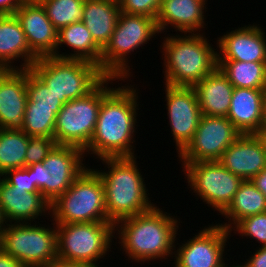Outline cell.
I'll list each match as a JSON object with an SVG mask.
<instances>
[{
    "mask_svg": "<svg viewBox=\"0 0 266 267\" xmlns=\"http://www.w3.org/2000/svg\"><path fill=\"white\" fill-rule=\"evenodd\" d=\"M189 191L220 215L231 203L243 181L218 161L181 163Z\"/></svg>",
    "mask_w": 266,
    "mask_h": 267,
    "instance_id": "7c38bea8",
    "label": "cell"
},
{
    "mask_svg": "<svg viewBox=\"0 0 266 267\" xmlns=\"http://www.w3.org/2000/svg\"><path fill=\"white\" fill-rule=\"evenodd\" d=\"M237 235L255 239L258 247L266 246V212L252 215L240 220L231 230Z\"/></svg>",
    "mask_w": 266,
    "mask_h": 267,
    "instance_id": "d6a6232c",
    "label": "cell"
},
{
    "mask_svg": "<svg viewBox=\"0 0 266 267\" xmlns=\"http://www.w3.org/2000/svg\"><path fill=\"white\" fill-rule=\"evenodd\" d=\"M262 128H266V88L264 89L263 94Z\"/></svg>",
    "mask_w": 266,
    "mask_h": 267,
    "instance_id": "7bdbcfd3",
    "label": "cell"
},
{
    "mask_svg": "<svg viewBox=\"0 0 266 267\" xmlns=\"http://www.w3.org/2000/svg\"><path fill=\"white\" fill-rule=\"evenodd\" d=\"M24 0H0V16L14 15Z\"/></svg>",
    "mask_w": 266,
    "mask_h": 267,
    "instance_id": "74e56055",
    "label": "cell"
},
{
    "mask_svg": "<svg viewBox=\"0 0 266 267\" xmlns=\"http://www.w3.org/2000/svg\"><path fill=\"white\" fill-rule=\"evenodd\" d=\"M29 136L22 130L0 128V177L7 171L25 167Z\"/></svg>",
    "mask_w": 266,
    "mask_h": 267,
    "instance_id": "f1b7e54d",
    "label": "cell"
},
{
    "mask_svg": "<svg viewBox=\"0 0 266 267\" xmlns=\"http://www.w3.org/2000/svg\"><path fill=\"white\" fill-rule=\"evenodd\" d=\"M94 168L87 167L50 205V218L55 224L109 221L103 183Z\"/></svg>",
    "mask_w": 266,
    "mask_h": 267,
    "instance_id": "ba28073f",
    "label": "cell"
},
{
    "mask_svg": "<svg viewBox=\"0 0 266 267\" xmlns=\"http://www.w3.org/2000/svg\"><path fill=\"white\" fill-rule=\"evenodd\" d=\"M159 33L156 19L120 12L110 41L102 49L100 71L106 77L129 79L134 70L133 65H129V55L134 50H140Z\"/></svg>",
    "mask_w": 266,
    "mask_h": 267,
    "instance_id": "5b68a950",
    "label": "cell"
},
{
    "mask_svg": "<svg viewBox=\"0 0 266 267\" xmlns=\"http://www.w3.org/2000/svg\"><path fill=\"white\" fill-rule=\"evenodd\" d=\"M129 84L121 82L117 88L112 86L102 98L94 134L84 150L86 157L87 154L96 156L95 159L137 157L132 144L136 142L139 126L136 124L140 96L137 87Z\"/></svg>",
    "mask_w": 266,
    "mask_h": 267,
    "instance_id": "6da1fadb",
    "label": "cell"
},
{
    "mask_svg": "<svg viewBox=\"0 0 266 267\" xmlns=\"http://www.w3.org/2000/svg\"><path fill=\"white\" fill-rule=\"evenodd\" d=\"M165 35L160 45L164 85L193 87L217 67V49L204 33Z\"/></svg>",
    "mask_w": 266,
    "mask_h": 267,
    "instance_id": "277c9868",
    "label": "cell"
},
{
    "mask_svg": "<svg viewBox=\"0 0 266 267\" xmlns=\"http://www.w3.org/2000/svg\"><path fill=\"white\" fill-rule=\"evenodd\" d=\"M120 12L118 0H85L82 22L102 49L110 41Z\"/></svg>",
    "mask_w": 266,
    "mask_h": 267,
    "instance_id": "484cf974",
    "label": "cell"
},
{
    "mask_svg": "<svg viewBox=\"0 0 266 267\" xmlns=\"http://www.w3.org/2000/svg\"><path fill=\"white\" fill-rule=\"evenodd\" d=\"M17 59V60H16ZM19 61L20 66L13 65ZM38 57L30 50L15 15L0 16V69H30Z\"/></svg>",
    "mask_w": 266,
    "mask_h": 267,
    "instance_id": "7402d4cb",
    "label": "cell"
},
{
    "mask_svg": "<svg viewBox=\"0 0 266 267\" xmlns=\"http://www.w3.org/2000/svg\"><path fill=\"white\" fill-rule=\"evenodd\" d=\"M218 162L242 180H252L266 168V152L255 134H241Z\"/></svg>",
    "mask_w": 266,
    "mask_h": 267,
    "instance_id": "ffe728a7",
    "label": "cell"
},
{
    "mask_svg": "<svg viewBox=\"0 0 266 267\" xmlns=\"http://www.w3.org/2000/svg\"><path fill=\"white\" fill-rule=\"evenodd\" d=\"M50 221L52 227L37 222L6 223L0 248L24 267L47 266L58 258L56 224Z\"/></svg>",
    "mask_w": 266,
    "mask_h": 267,
    "instance_id": "30bf717a",
    "label": "cell"
},
{
    "mask_svg": "<svg viewBox=\"0 0 266 267\" xmlns=\"http://www.w3.org/2000/svg\"><path fill=\"white\" fill-rule=\"evenodd\" d=\"M61 108L26 106L22 131L28 136L54 138L55 121Z\"/></svg>",
    "mask_w": 266,
    "mask_h": 267,
    "instance_id": "f546056e",
    "label": "cell"
},
{
    "mask_svg": "<svg viewBox=\"0 0 266 267\" xmlns=\"http://www.w3.org/2000/svg\"><path fill=\"white\" fill-rule=\"evenodd\" d=\"M164 90L170 133L179 155L193 139L202 113L193 87L165 85Z\"/></svg>",
    "mask_w": 266,
    "mask_h": 267,
    "instance_id": "9a60e30c",
    "label": "cell"
},
{
    "mask_svg": "<svg viewBox=\"0 0 266 267\" xmlns=\"http://www.w3.org/2000/svg\"><path fill=\"white\" fill-rule=\"evenodd\" d=\"M0 267H24L16 259H14L10 254L5 253L0 248Z\"/></svg>",
    "mask_w": 266,
    "mask_h": 267,
    "instance_id": "f35d334b",
    "label": "cell"
},
{
    "mask_svg": "<svg viewBox=\"0 0 266 267\" xmlns=\"http://www.w3.org/2000/svg\"><path fill=\"white\" fill-rule=\"evenodd\" d=\"M55 145L54 138L29 136V144L25 155V167L42 162Z\"/></svg>",
    "mask_w": 266,
    "mask_h": 267,
    "instance_id": "836d02e7",
    "label": "cell"
},
{
    "mask_svg": "<svg viewBox=\"0 0 266 267\" xmlns=\"http://www.w3.org/2000/svg\"><path fill=\"white\" fill-rule=\"evenodd\" d=\"M84 157V151L78 147L56 144L42 162L28 166L33 184L50 205L87 168Z\"/></svg>",
    "mask_w": 266,
    "mask_h": 267,
    "instance_id": "8fae6325",
    "label": "cell"
},
{
    "mask_svg": "<svg viewBox=\"0 0 266 267\" xmlns=\"http://www.w3.org/2000/svg\"><path fill=\"white\" fill-rule=\"evenodd\" d=\"M259 248V249H258ZM256 251L251 254L247 261L240 262L239 267H266V246L257 247ZM242 264V265H241Z\"/></svg>",
    "mask_w": 266,
    "mask_h": 267,
    "instance_id": "8d00e7d4",
    "label": "cell"
},
{
    "mask_svg": "<svg viewBox=\"0 0 266 267\" xmlns=\"http://www.w3.org/2000/svg\"><path fill=\"white\" fill-rule=\"evenodd\" d=\"M98 161L106 165L104 170H94L103 183L106 213L110 223L115 225L155 206L149 198L137 157L102 158Z\"/></svg>",
    "mask_w": 266,
    "mask_h": 267,
    "instance_id": "3957f363",
    "label": "cell"
},
{
    "mask_svg": "<svg viewBox=\"0 0 266 267\" xmlns=\"http://www.w3.org/2000/svg\"><path fill=\"white\" fill-rule=\"evenodd\" d=\"M27 100V69H0V128L23 129Z\"/></svg>",
    "mask_w": 266,
    "mask_h": 267,
    "instance_id": "ac0fdd59",
    "label": "cell"
},
{
    "mask_svg": "<svg viewBox=\"0 0 266 267\" xmlns=\"http://www.w3.org/2000/svg\"><path fill=\"white\" fill-rule=\"evenodd\" d=\"M264 89L234 87L227 118L241 134L262 128Z\"/></svg>",
    "mask_w": 266,
    "mask_h": 267,
    "instance_id": "603a6c76",
    "label": "cell"
},
{
    "mask_svg": "<svg viewBox=\"0 0 266 267\" xmlns=\"http://www.w3.org/2000/svg\"><path fill=\"white\" fill-rule=\"evenodd\" d=\"M240 135L227 117L202 115L193 139L178 155L179 161H218Z\"/></svg>",
    "mask_w": 266,
    "mask_h": 267,
    "instance_id": "5bb4252c",
    "label": "cell"
},
{
    "mask_svg": "<svg viewBox=\"0 0 266 267\" xmlns=\"http://www.w3.org/2000/svg\"><path fill=\"white\" fill-rule=\"evenodd\" d=\"M127 82L116 77H105L90 93L63 104L57 114L54 127V140L58 145L75 146L83 151L88 147L94 134L102 98L117 81Z\"/></svg>",
    "mask_w": 266,
    "mask_h": 267,
    "instance_id": "52a82bcc",
    "label": "cell"
},
{
    "mask_svg": "<svg viewBox=\"0 0 266 267\" xmlns=\"http://www.w3.org/2000/svg\"><path fill=\"white\" fill-rule=\"evenodd\" d=\"M25 33L30 50L38 57H56L58 30L38 1L24 0L14 13Z\"/></svg>",
    "mask_w": 266,
    "mask_h": 267,
    "instance_id": "e0dca14e",
    "label": "cell"
},
{
    "mask_svg": "<svg viewBox=\"0 0 266 267\" xmlns=\"http://www.w3.org/2000/svg\"><path fill=\"white\" fill-rule=\"evenodd\" d=\"M30 69L63 104L86 96L106 77L94 63L54 56L38 58Z\"/></svg>",
    "mask_w": 266,
    "mask_h": 267,
    "instance_id": "8992f818",
    "label": "cell"
},
{
    "mask_svg": "<svg viewBox=\"0 0 266 267\" xmlns=\"http://www.w3.org/2000/svg\"><path fill=\"white\" fill-rule=\"evenodd\" d=\"M5 224H6V222L4 221V218H3V215H2L1 209H0V238H1V234H2V231L4 229Z\"/></svg>",
    "mask_w": 266,
    "mask_h": 267,
    "instance_id": "ee69618b",
    "label": "cell"
},
{
    "mask_svg": "<svg viewBox=\"0 0 266 267\" xmlns=\"http://www.w3.org/2000/svg\"><path fill=\"white\" fill-rule=\"evenodd\" d=\"M63 44L70 47L73 53L61 52V54L60 47ZM101 55L102 48L94 41L89 29L82 21L72 23L58 30L56 57L86 60L100 68Z\"/></svg>",
    "mask_w": 266,
    "mask_h": 267,
    "instance_id": "d4e9b609",
    "label": "cell"
},
{
    "mask_svg": "<svg viewBox=\"0 0 266 267\" xmlns=\"http://www.w3.org/2000/svg\"><path fill=\"white\" fill-rule=\"evenodd\" d=\"M234 264H235V265H234ZM234 264H233V265L230 264L229 267H239L237 262H236V263L234 262Z\"/></svg>",
    "mask_w": 266,
    "mask_h": 267,
    "instance_id": "f6af8a7d",
    "label": "cell"
},
{
    "mask_svg": "<svg viewBox=\"0 0 266 267\" xmlns=\"http://www.w3.org/2000/svg\"><path fill=\"white\" fill-rule=\"evenodd\" d=\"M208 0H162L156 24L160 34L173 28L177 34L199 33L205 28ZM167 29V30H166ZM202 29V30H201ZM199 31V32H198Z\"/></svg>",
    "mask_w": 266,
    "mask_h": 267,
    "instance_id": "d6986e66",
    "label": "cell"
},
{
    "mask_svg": "<svg viewBox=\"0 0 266 267\" xmlns=\"http://www.w3.org/2000/svg\"><path fill=\"white\" fill-rule=\"evenodd\" d=\"M255 135L260 140L263 149L266 152V128H261L259 131L255 133Z\"/></svg>",
    "mask_w": 266,
    "mask_h": 267,
    "instance_id": "b9f144b4",
    "label": "cell"
},
{
    "mask_svg": "<svg viewBox=\"0 0 266 267\" xmlns=\"http://www.w3.org/2000/svg\"><path fill=\"white\" fill-rule=\"evenodd\" d=\"M198 233L182 245L177 242L174 250L173 267H229L230 263L225 262V247L229 243L228 237L231 232L223 226L208 224L202 227ZM227 242V244H226ZM176 245H179L176 247ZM177 248V250H176Z\"/></svg>",
    "mask_w": 266,
    "mask_h": 267,
    "instance_id": "4fadbf2b",
    "label": "cell"
},
{
    "mask_svg": "<svg viewBox=\"0 0 266 267\" xmlns=\"http://www.w3.org/2000/svg\"><path fill=\"white\" fill-rule=\"evenodd\" d=\"M217 66L234 87L266 88V62L217 60Z\"/></svg>",
    "mask_w": 266,
    "mask_h": 267,
    "instance_id": "83f0119b",
    "label": "cell"
},
{
    "mask_svg": "<svg viewBox=\"0 0 266 267\" xmlns=\"http://www.w3.org/2000/svg\"><path fill=\"white\" fill-rule=\"evenodd\" d=\"M56 231L58 259L92 267H103L99 260L111 251L115 238L109 221L56 224Z\"/></svg>",
    "mask_w": 266,
    "mask_h": 267,
    "instance_id": "9c48e42d",
    "label": "cell"
},
{
    "mask_svg": "<svg viewBox=\"0 0 266 267\" xmlns=\"http://www.w3.org/2000/svg\"><path fill=\"white\" fill-rule=\"evenodd\" d=\"M193 88L202 115L227 117L234 86L218 66Z\"/></svg>",
    "mask_w": 266,
    "mask_h": 267,
    "instance_id": "cb8c5ba5",
    "label": "cell"
},
{
    "mask_svg": "<svg viewBox=\"0 0 266 267\" xmlns=\"http://www.w3.org/2000/svg\"><path fill=\"white\" fill-rule=\"evenodd\" d=\"M1 177L7 184L12 186V190L23 191V194L40 193L33 184L32 175H29V167L9 170Z\"/></svg>",
    "mask_w": 266,
    "mask_h": 267,
    "instance_id": "d590c367",
    "label": "cell"
},
{
    "mask_svg": "<svg viewBox=\"0 0 266 267\" xmlns=\"http://www.w3.org/2000/svg\"><path fill=\"white\" fill-rule=\"evenodd\" d=\"M162 0H118L120 11L125 14L157 18Z\"/></svg>",
    "mask_w": 266,
    "mask_h": 267,
    "instance_id": "e575fe53",
    "label": "cell"
},
{
    "mask_svg": "<svg viewBox=\"0 0 266 267\" xmlns=\"http://www.w3.org/2000/svg\"><path fill=\"white\" fill-rule=\"evenodd\" d=\"M45 267H92V266L80 262L63 261L57 258Z\"/></svg>",
    "mask_w": 266,
    "mask_h": 267,
    "instance_id": "60d3db41",
    "label": "cell"
},
{
    "mask_svg": "<svg viewBox=\"0 0 266 267\" xmlns=\"http://www.w3.org/2000/svg\"><path fill=\"white\" fill-rule=\"evenodd\" d=\"M266 197V168L251 180Z\"/></svg>",
    "mask_w": 266,
    "mask_h": 267,
    "instance_id": "ab89813d",
    "label": "cell"
},
{
    "mask_svg": "<svg viewBox=\"0 0 266 267\" xmlns=\"http://www.w3.org/2000/svg\"><path fill=\"white\" fill-rule=\"evenodd\" d=\"M265 28L253 23L229 30L215 41L217 60L266 62Z\"/></svg>",
    "mask_w": 266,
    "mask_h": 267,
    "instance_id": "2e32d148",
    "label": "cell"
},
{
    "mask_svg": "<svg viewBox=\"0 0 266 267\" xmlns=\"http://www.w3.org/2000/svg\"><path fill=\"white\" fill-rule=\"evenodd\" d=\"M38 2L57 30L83 19L85 0H38Z\"/></svg>",
    "mask_w": 266,
    "mask_h": 267,
    "instance_id": "4dcf8cb0",
    "label": "cell"
},
{
    "mask_svg": "<svg viewBox=\"0 0 266 267\" xmlns=\"http://www.w3.org/2000/svg\"><path fill=\"white\" fill-rule=\"evenodd\" d=\"M157 204L145 213L123 219L114 225L120 250L131 262L151 264L149 261L168 259L174 255L180 218ZM179 224V225H178ZM178 233V234H177Z\"/></svg>",
    "mask_w": 266,
    "mask_h": 267,
    "instance_id": "7a4b0ae2",
    "label": "cell"
},
{
    "mask_svg": "<svg viewBox=\"0 0 266 267\" xmlns=\"http://www.w3.org/2000/svg\"><path fill=\"white\" fill-rule=\"evenodd\" d=\"M0 209L6 223H36L42 216H50V203L41 193L23 194V191L12 190L1 177Z\"/></svg>",
    "mask_w": 266,
    "mask_h": 267,
    "instance_id": "44dd1931",
    "label": "cell"
},
{
    "mask_svg": "<svg viewBox=\"0 0 266 267\" xmlns=\"http://www.w3.org/2000/svg\"><path fill=\"white\" fill-rule=\"evenodd\" d=\"M27 95L26 106L63 107L59 98L31 69H27Z\"/></svg>",
    "mask_w": 266,
    "mask_h": 267,
    "instance_id": "1f68e13d",
    "label": "cell"
},
{
    "mask_svg": "<svg viewBox=\"0 0 266 267\" xmlns=\"http://www.w3.org/2000/svg\"><path fill=\"white\" fill-rule=\"evenodd\" d=\"M266 212V197L251 180H243L233 200L221 213L225 217L218 225L230 231L240 220Z\"/></svg>",
    "mask_w": 266,
    "mask_h": 267,
    "instance_id": "4316f807",
    "label": "cell"
}]
</instances>
